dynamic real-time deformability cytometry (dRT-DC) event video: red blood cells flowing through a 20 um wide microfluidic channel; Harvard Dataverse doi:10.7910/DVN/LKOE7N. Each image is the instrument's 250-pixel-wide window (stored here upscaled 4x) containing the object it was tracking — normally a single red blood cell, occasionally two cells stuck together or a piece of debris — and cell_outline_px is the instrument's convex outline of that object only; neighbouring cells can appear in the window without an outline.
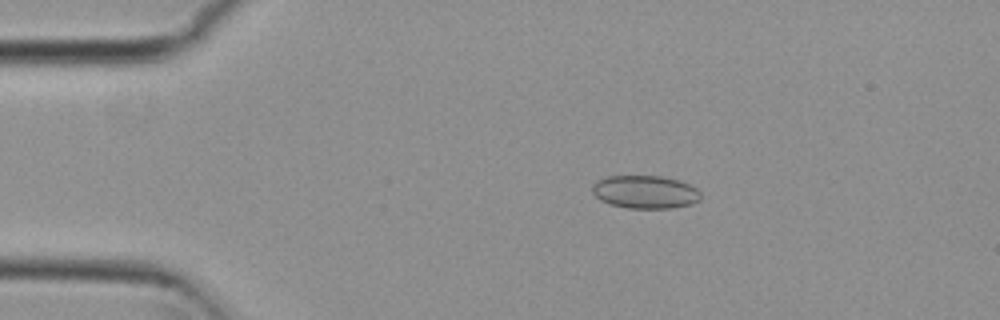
{"species": "common noctule bat (a hibernating species)", "species_latin": "Nyctalus noctula", "temperature_condition": "cold", "stored_images_in_passage": 54, "camera_frame_rate_fps": 3000, "um_per_image_px": 0.085, "animal": {"sex": "female", "body_mass_g": 29.2, "forearm_length_mm": 56.3}, "frame": {"image": 1, "passage_image": 10, "time_ms": 3.0, "image_size_px": [1000, 320], "cell_outline_px": [[700, 200], [692, 204], [672, 208], [628, 208], [612, 204], [600, 200], [592, 192], [592, 184], [596, 180], [608, 176], [660, 176], [680, 180], [696, 188], [700, 192]], "centroid_in_image_um": [54.84, 16.31], "position_along_channel_um": 30.2, "area_um2": 20.92}}
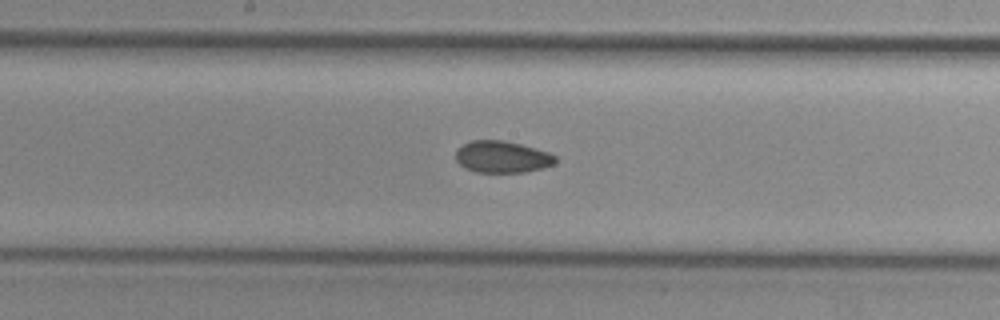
{"frame": {"image": 2, "passage_image": 28, "time_ms": 9.0, "image_size_px": [1000, 320], "cell_outline_px": [[556, 164], [544, 168], [524, 172], [476, 172], [464, 168], [456, 160], [456, 148], [472, 140], [504, 140], [520, 144], [548, 152], [556, 156]], "centroid_in_image_um": [42.68, 13.34], "position_along_channel_um": 205.5, "area_um2": 18.55}}
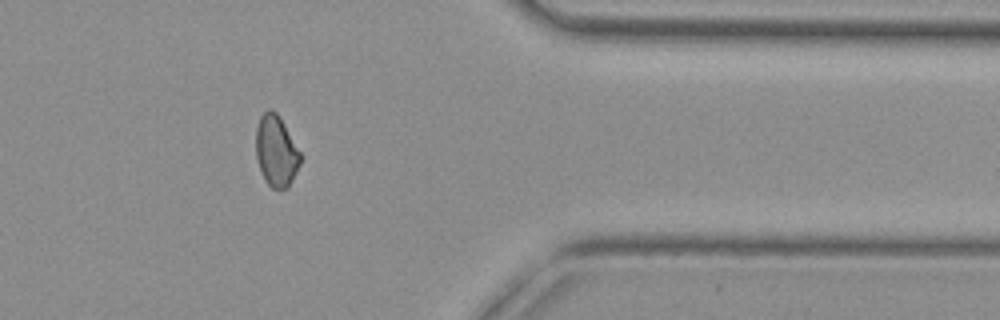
{"frame": {"image": 3, "passage_image": 44, "time_ms": 14.333, "image_size_px": [1000, 320], "cell_outline_px": [[300, 164], [288, 188], [272, 188], [264, 180], [260, 172], [256, 160], [256, 128], [260, 116], [268, 108], [272, 108], [276, 112], [284, 124], [300, 152]], "centroid_in_image_um": [23.44, 12.83], "position_along_channel_um": 388.0, "area_um2": 18.44}, "authors_computed_cell_mechanics": {"area_um2": 19.2185, "velocity_mm_per_s": 3.7883, "shape_relaxation_time_tau1_ms": null, "shape_relaxation_time_tau2_ms": 3.1045, "deformation_change_tau1": null, "deformation_change_tau2": 0.0705}}